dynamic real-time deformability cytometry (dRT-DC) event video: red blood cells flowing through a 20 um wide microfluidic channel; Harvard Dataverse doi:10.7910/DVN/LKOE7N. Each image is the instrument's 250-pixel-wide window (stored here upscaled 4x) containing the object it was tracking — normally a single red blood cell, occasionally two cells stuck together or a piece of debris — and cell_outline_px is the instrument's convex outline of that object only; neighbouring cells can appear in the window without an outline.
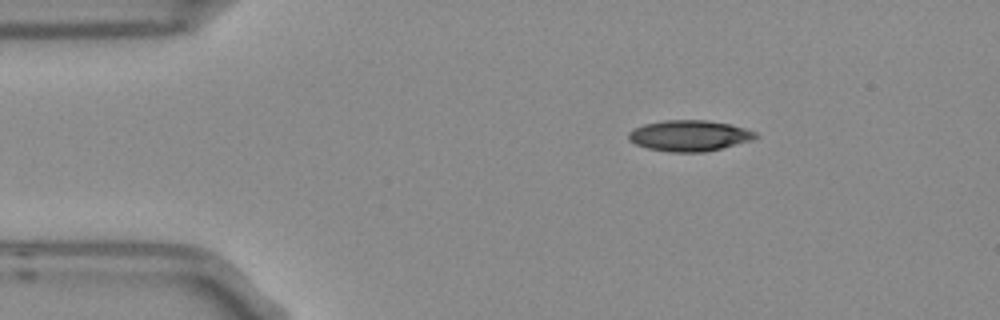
{"species": "Egyptian fruit bat (a non-hibernating species)", "species_latin": "Rousettus aegyptiacus", "temperature_condition": "room temperature", "stored_images_in_passage": 2, "camera_frame_rate_fps": 3000, "um_per_image_px": 0.085, "frame": {"image": 1, "passage_image": 1, "time_ms": 0.0, "image_size_px": [1000, 320], "cell_outline_px": [[760, 136], [752, 140], [704, 152], [672, 152], [648, 148], [636, 144], [628, 140], [628, 132], [644, 124], [664, 120], [708, 120], [732, 124], [756, 132]], "centroid_in_image_um": [58.61, 11.52], "position_along_channel_um": 26.4, "area_um2": 22.83}}